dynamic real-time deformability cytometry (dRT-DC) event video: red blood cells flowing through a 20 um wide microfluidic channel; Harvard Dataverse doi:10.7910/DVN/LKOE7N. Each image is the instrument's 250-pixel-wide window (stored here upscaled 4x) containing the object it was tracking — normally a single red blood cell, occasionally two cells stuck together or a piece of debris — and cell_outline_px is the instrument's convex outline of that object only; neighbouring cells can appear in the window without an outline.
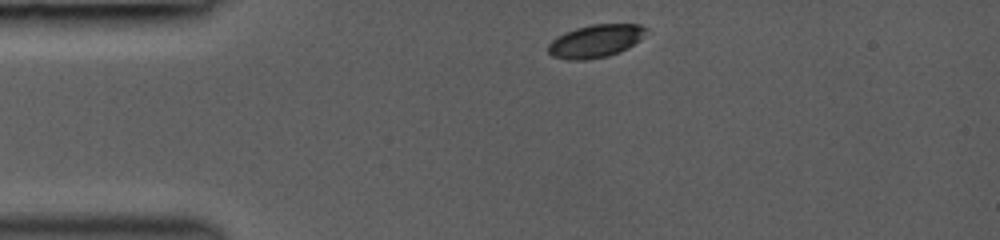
{"species": "common noctule bat (a hibernating species)", "species_latin": "Nyctalus noctula", "temperature_condition": "room temperature", "stored_images_in_passage": 4, "camera_frame_rate_fps": 3000, "um_per_image_px": 0.085, "animal": {"sex": "female", "body_mass_g": 19.0, "forearm_length_mm": 53.3}, "frame": {"image": 1, "passage_image": 1, "time_ms": 0.0, "image_size_px": [1000, 240], "cell_outline_px": [[652, 32], [628, 48], [620, 52], [608, 56], [584, 60], [568, 60], [552, 56], [548, 52], [548, 44], [556, 36], [576, 28], [592, 24], [640, 24], [648, 28]], "centroid_in_image_um": [50.68, 3.48], "position_along_channel_um": 34.3, "area_um2": 19.13}}
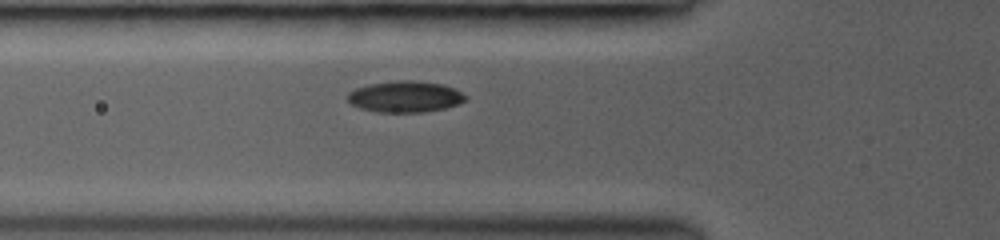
{"frame": {"image": 2, "passage_image": 4, "time_ms": 2.333, "image_size_px": [1000, 240], "cell_outline_px": [[468, 100], [444, 108], [424, 112], [376, 112], [360, 108], [352, 104], [348, 100], [348, 92], [356, 88], [368, 84], [400, 80], [412, 80], [444, 84], [468, 96]], "centroid_in_image_um": [34.44, 8.21], "position_along_channel_um": 91.4, "area_um2": 21.44}}